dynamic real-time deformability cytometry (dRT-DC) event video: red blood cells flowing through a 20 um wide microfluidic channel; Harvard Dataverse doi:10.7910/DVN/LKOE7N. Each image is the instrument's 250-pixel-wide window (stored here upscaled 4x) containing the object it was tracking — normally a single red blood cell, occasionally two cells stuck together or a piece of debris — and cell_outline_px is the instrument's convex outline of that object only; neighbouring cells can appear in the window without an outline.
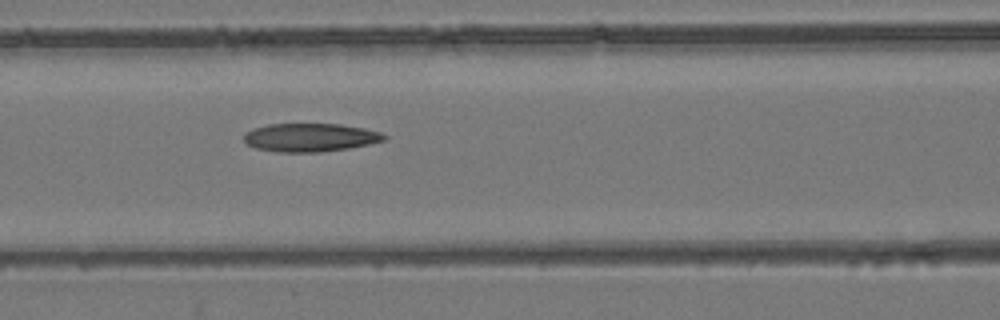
{"species": "common noctule bat (a hibernating species)", "species_latin": "Nyctalus noctula", "temperature_condition": "room temperature", "stored_images_in_passage": 7, "camera_frame_rate_fps": 3000, "um_per_image_px": 0.085, "animal": {"sex": "female", "body_mass_g": 24.6, "forearm_length_mm": 56.2}, "frame": {"image": 1, "passage_image": 7, "time_ms": 2.0, "image_size_px": [1000, 320], "cell_outline_px": [[388, 136], [384, 140], [368, 144], [348, 148], [320, 152], [276, 152], [256, 148], [248, 144], [244, 140], [244, 136], [252, 128], [268, 124], [340, 124], [364, 128], [380, 132]], "centroid_in_image_um": [26.36, 11.68], "position_along_channel_um": 140.2, "area_um2": 23.06}}